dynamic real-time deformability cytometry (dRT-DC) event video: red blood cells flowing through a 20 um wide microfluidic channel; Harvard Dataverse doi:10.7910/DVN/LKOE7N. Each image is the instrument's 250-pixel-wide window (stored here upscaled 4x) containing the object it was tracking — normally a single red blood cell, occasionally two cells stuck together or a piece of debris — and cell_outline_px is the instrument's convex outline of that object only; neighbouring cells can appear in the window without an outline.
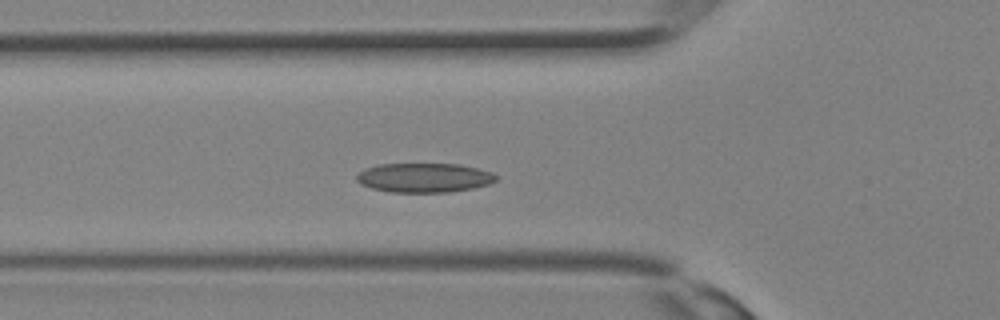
{"species": "Egyptian fruit bat (a non-hibernating species)", "species_latin": "Rousettus aegyptiacus", "temperature_condition": "room temperature", "stored_images_in_passage": 26, "camera_frame_rate_fps": 3000, "um_per_image_px": 0.085, "animal": {"sex": "female"}, "frame": {"image": 1, "passage_image": 8, "time_ms": 2.333, "image_size_px": [1000, 320], "cell_outline_px": [[496, 180], [488, 184], [472, 188], [448, 192], [392, 192], [372, 188], [360, 184], [356, 180], [356, 176], [364, 168], [376, 164], [460, 164], [492, 172], [496, 176]], "centroid_in_image_um": [36.01, 15.1], "position_along_channel_um": 89.8, "area_um2": 23.76}}
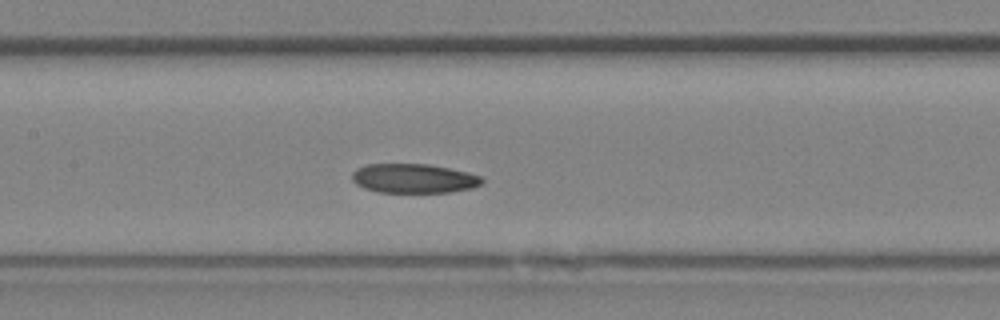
{"frame": {"image": 2, "passage_image": 12, "time_ms": 3.667, "image_size_px": [1000, 320], "cell_outline_px": [[484, 180], [480, 184], [472, 188], [452, 192], [380, 192], [364, 188], [356, 184], [352, 180], [352, 172], [356, 168], [368, 164], [428, 164], [468, 172], [480, 176]], "centroid_in_image_um": [35.15, 15.16], "position_along_channel_um": 172.2, "area_um2": 22.14}}
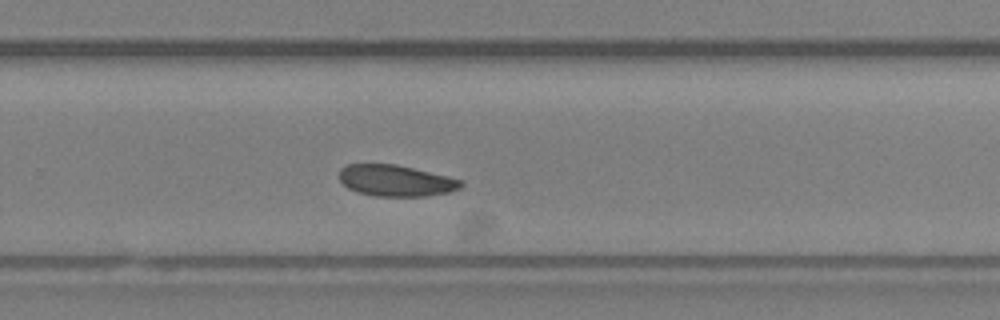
{"frame": {"image": 3, "passage_image": 18, "time_ms": 5.667, "image_size_px": [1000, 320], "cell_outline_px": [[464, 184], [460, 188], [448, 192], [424, 196], [376, 196], [356, 192], [348, 188], [340, 180], [340, 168], [348, 164], [396, 164], [448, 176], [460, 180]], "centroid_in_image_um": [33.63, 15.35], "position_along_channel_um": 296.2, "area_um2": 22.08}}